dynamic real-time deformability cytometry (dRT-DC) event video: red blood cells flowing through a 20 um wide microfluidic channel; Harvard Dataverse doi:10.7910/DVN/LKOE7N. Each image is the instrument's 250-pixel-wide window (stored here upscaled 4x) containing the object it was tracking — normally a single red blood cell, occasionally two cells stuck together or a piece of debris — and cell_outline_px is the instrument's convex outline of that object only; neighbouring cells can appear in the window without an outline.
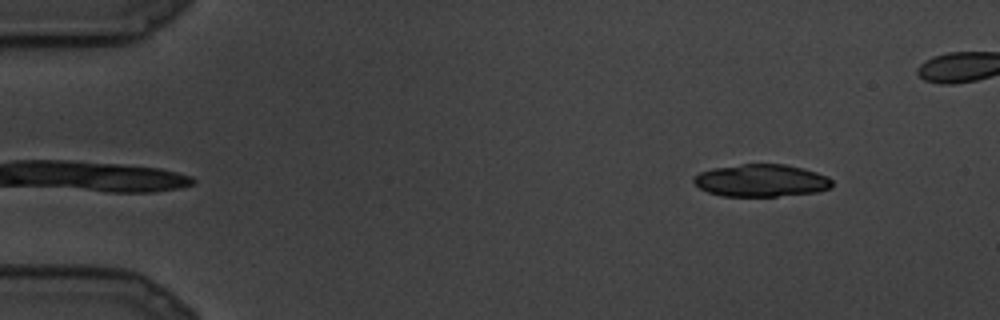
{"species": "common noctule bat (a hibernating species)", "species_latin": "Nyctalus noctula", "temperature_condition": "cold", "stored_images_in_passage": 9, "camera_frame_rate_fps": 3000, "um_per_image_px": 0.085, "animal": {"sex": "male", "body_mass_g": 19.5, "forearm_length_mm": 54.6}, "frame": {"image": 1, "passage_image": 9, "time_ms": 2.667, "image_size_px": [1000, 320], "cell_outline_px": [[832, 188], [816, 192], [776, 196], [720, 196], [708, 192], [700, 188], [692, 180], [692, 176], [700, 172], [712, 168], [740, 164], [784, 164], [804, 168], [828, 176], [832, 180]], "centroid_in_image_um": [64.69, 15.34], "position_along_channel_um": 20.3, "area_um2": 26.3}}